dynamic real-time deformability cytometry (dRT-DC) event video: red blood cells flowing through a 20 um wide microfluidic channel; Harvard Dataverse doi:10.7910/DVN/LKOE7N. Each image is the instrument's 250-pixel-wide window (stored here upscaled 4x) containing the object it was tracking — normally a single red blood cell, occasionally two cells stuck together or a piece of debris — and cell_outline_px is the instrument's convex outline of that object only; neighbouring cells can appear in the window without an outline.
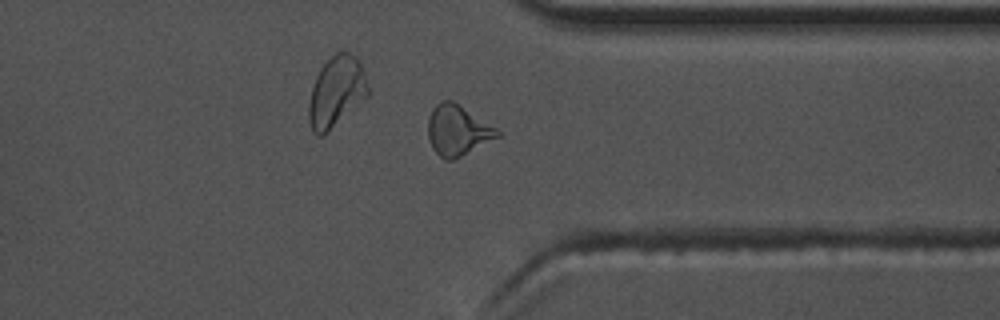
{"species": "common noctule bat (a hibernating species)", "species_latin": "Nyctalus noctula", "temperature_condition": "warm", "stored_images_in_passage": 43, "camera_frame_rate_fps": 3000, "um_per_image_px": 0.085, "animal": {"sex": "male", "body_mass_g": 17.5, "forearm_length_mm": 52.3}, "frame": {"image": 1, "passage_image": 31, "time_ms": 10.0, "image_size_px": [1000, 320], "cell_outline_px": [[500, 136], [452, 160], [444, 160], [432, 148], [428, 136], [428, 116], [432, 108], [440, 100], [452, 100], [496, 128], [500, 132]], "centroid_in_image_um": [38.85, 11.07], "position_along_channel_um": 372.5, "area_um2": 20.11}, "authors_computed_cell_mechanics": {"area_um2": 19.2474, "velocity_mm_per_s": 3.6845, "shape_relaxation_time_tau1_ms": null, "shape_relaxation_time_tau2_ms": 1.1424, "deformation_change_tau1": null, "deformation_change_tau2": 0.0643}}